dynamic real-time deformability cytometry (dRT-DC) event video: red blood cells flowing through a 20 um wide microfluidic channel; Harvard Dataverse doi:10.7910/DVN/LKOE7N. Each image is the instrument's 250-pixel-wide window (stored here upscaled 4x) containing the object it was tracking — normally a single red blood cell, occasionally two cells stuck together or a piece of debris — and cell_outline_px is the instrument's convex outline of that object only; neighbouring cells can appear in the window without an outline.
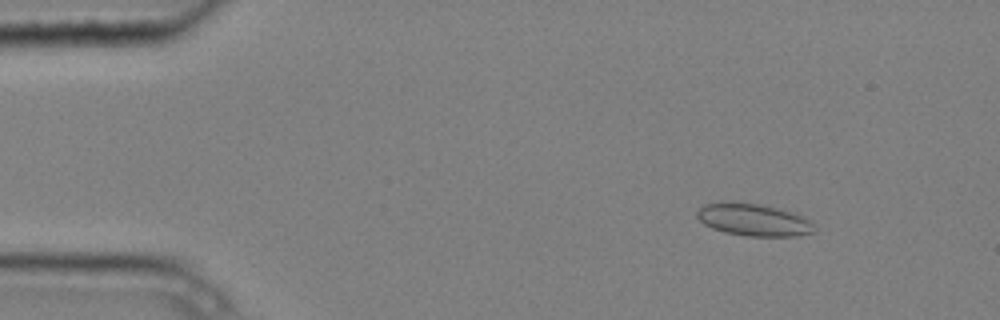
{"species": "common noctule bat (a hibernating species)", "species_latin": "Nyctalus noctula", "temperature_condition": "cold", "stored_images_in_passage": 6, "camera_frame_rate_fps": 3000, "um_per_image_px": 0.085, "animal": {"sex": "male", "body_mass_g": 20.4}, "frame": {"image": 1, "passage_image": 2, "time_ms": 0.333, "image_size_px": [1000, 320], "cell_outline_px": [[816, 232], [800, 236], [748, 236], [724, 232], [712, 228], [704, 224], [696, 216], [696, 212], [704, 204], [724, 200], [728, 200], [760, 204], [792, 212], [812, 220], [816, 228]], "centroid_in_image_um": [64.06, 18.67], "position_along_channel_um": 20.9, "area_um2": 22.54}}
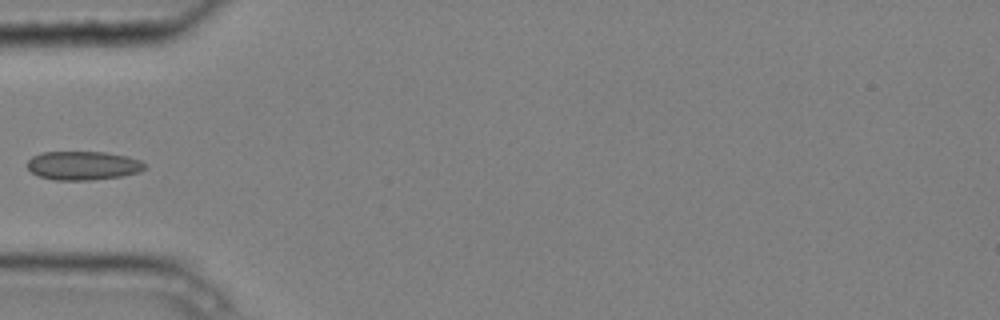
{"frame": {"image": 2, "passage_image": 5, "time_ms": 1.333, "image_size_px": [1000, 320], "cell_outline_px": [[144, 168], [140, 172], [120, 176], [92, 180], [52, 180], [36, 176], [28, 168], [28, 160], [32, 156], [40, 152], [104, 152], [128, 156], [140, 160], [144, 164]], "centroid_in_image_um": [7.02, 14.07], "position_along_channel_um": 78.0, "area_um2": 19.77}}
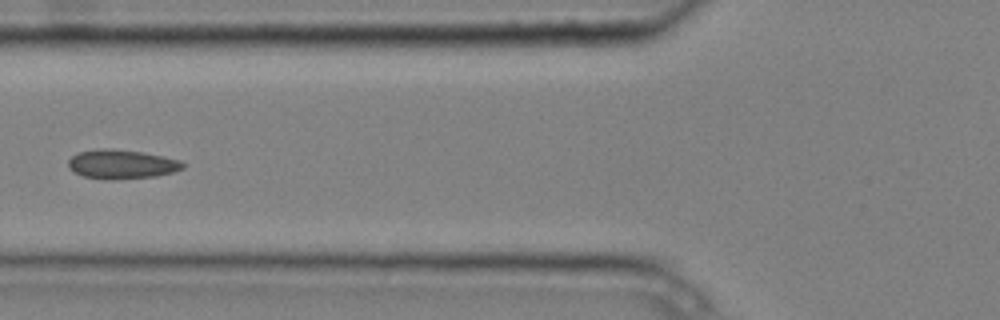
{"frame": {"image": 3, "passage_image": 6, "time_ms": 1.667, "image_size_px": [1000, 320], "cell_outline_px": [[184, 168], [172, 172], [156, 176], [116, 180], [104, 180], [84, 176], [72, 172], [68, 168], [68, 160], [76, 152], [100, 148], [112, 148], [140, 152], [164, 156], [180, 160], [184, 164]], "centroid_in_image_um": [10.29, 13.96], "position_along_channel_um": 115.5, "area_um2": 19.77}}